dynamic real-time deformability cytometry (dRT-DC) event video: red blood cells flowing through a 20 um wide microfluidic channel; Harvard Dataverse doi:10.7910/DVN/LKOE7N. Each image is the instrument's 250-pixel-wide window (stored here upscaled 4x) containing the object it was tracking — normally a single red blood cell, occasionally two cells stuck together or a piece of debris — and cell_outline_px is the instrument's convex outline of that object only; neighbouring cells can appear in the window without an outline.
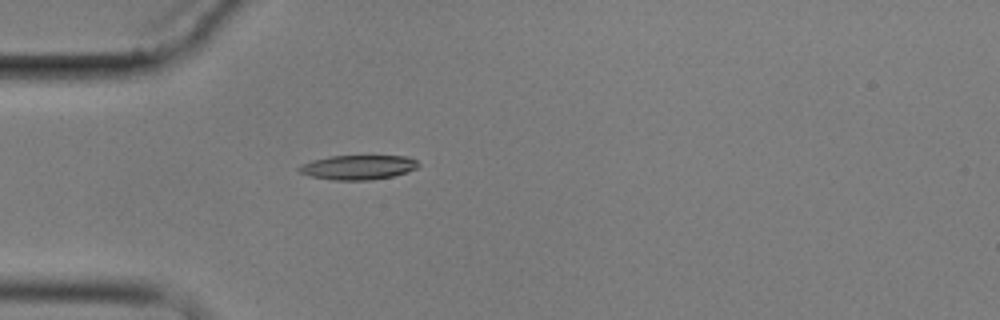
{"species": "common noctule bat (a hibernating species)", "species_latin": "Nyctalus noctula", "temperature_condition": "cold", "stored_images_in_passage": 3, "camera_frame_rate_fps": 3000, "um_per_image_px": 0.085, "animal": {"sex": "male", "body_mass_g": 17.9}, "frame": {"image": 1, "passage_image": 3, "time_ms": 2.333, "image_size_px": [1000, 320], "cell_outline_px": [[420, 164], [416, 168], [408, 172], [392, 176], [372, 180], [332, 180], [312, 176], [300, 172], [296, 168], [300, 164], [312, 160], [328, 156], [408, 156], [416, 160]], "centroid_in_image_um": [30.43, 14.21], "position_along_channel_um": 54.6, "area_um2": 17.11}}